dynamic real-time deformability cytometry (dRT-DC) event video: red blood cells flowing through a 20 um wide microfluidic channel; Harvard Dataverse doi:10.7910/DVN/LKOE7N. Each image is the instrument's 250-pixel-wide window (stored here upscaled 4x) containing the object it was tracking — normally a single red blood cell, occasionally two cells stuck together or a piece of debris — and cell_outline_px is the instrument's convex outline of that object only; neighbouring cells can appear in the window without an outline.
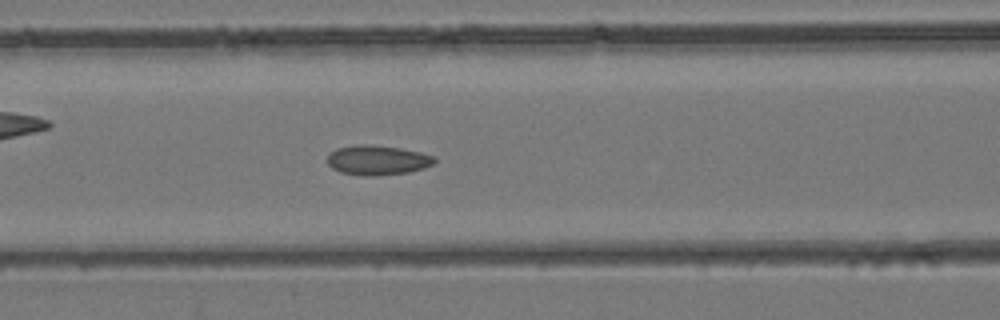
{"species": "common noctule bat (a hibernating species)", "species_latin": "Nyctalus noctula", "temperature_condition": "room temperature", "stored_images_in_passage": 43, "camera_frame_rate_fps": 3000, "um_per_image_px": 0.085, "animal": {"sex": "female", "body_mass_g": 24.6, "forearm_length_mm": 56.2}, "frame": {"image": 1, "passage_image": 18, "time_ms": 5.667, "image_size_px": [1000, 320], "cell_outline_px": [[436, 164], [424, 168], [408, 172], [376, 176], [360, 176], [340, 172], [332, 168], [328, 164], [328, 156], [336, 148], [360, 144], [368, 144], [400, 148], [420, 152], [436, 156]], "centroid_in_image_um": [32.12, 13.62], "position_along_channel_um": 134.5, "area_um2": 18.73}}
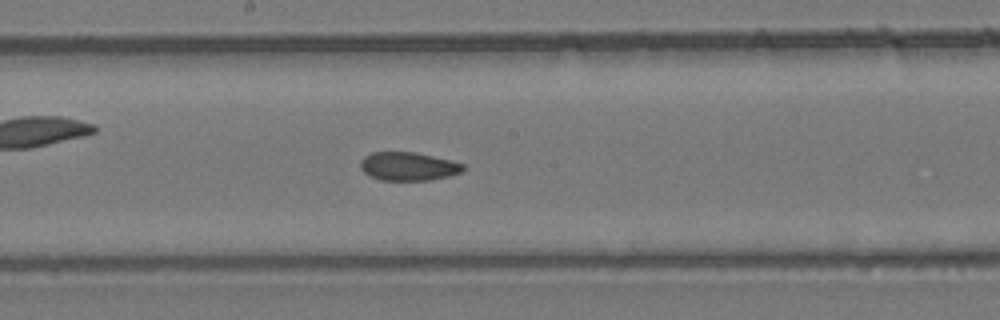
{"frame": {"image": 2, "passage_image": 23, "time_ms": 7.333, "image_size_px": [1000, 320], "cell_outline_px": [[464, 168], [460, 172], [448, 176], [428, 180], [380, 180], [368, 176], [360, 168], [360, 160], [364, 156], [372, 152], [416, 152], [452, 160], [464, 164]], "centroid_in_image_um": [34.67, 14.13], "position_along_channel_um": 213.5, "area_um2": 17.11}}
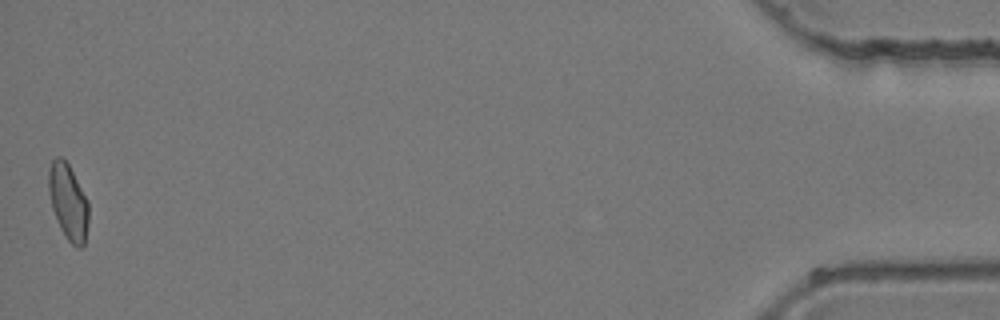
{"frame": {"image": 3, "passage_image": 43, "time_ms": 14.0, "image_size_px": [1000, 320], "cell_outline_px": [[88, 224], [84, 244], [80, 248], [76, 248], [68, 240], [60, 228], [52, 208], [48, 192], [48, 172], [52, 160], [56, 156], [60, 156], [68, 164], [88, 200]], "centroid_in_image_um": [5.79, 17.16], "position_along_channel_um": 429.4, "area_um2": 17.63}}